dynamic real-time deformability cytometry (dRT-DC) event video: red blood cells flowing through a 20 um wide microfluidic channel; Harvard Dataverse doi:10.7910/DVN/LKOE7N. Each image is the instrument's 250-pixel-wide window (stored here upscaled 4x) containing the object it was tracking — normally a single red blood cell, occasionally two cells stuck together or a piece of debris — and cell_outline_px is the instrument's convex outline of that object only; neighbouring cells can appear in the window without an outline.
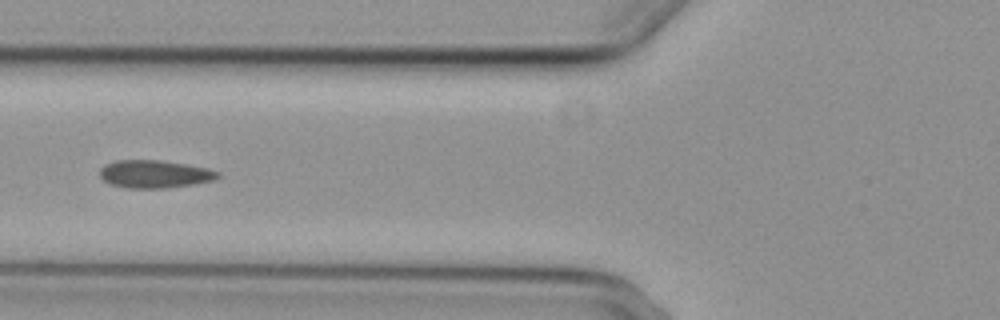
{"species": "common noctule bat (a hibernating species)", "species_latin": "Nyctalus noctula", "temperature_condition": "cold", "stored_images_in_passage": 4, "camera_frame_rate_fps": 3000, "um_per_image_px": 0.085, "animal": {"sex": "female", "body_mass_g": 29.2, "forearm_length_mm": 56.3}, "frame": {"image": 1, "passage_image": 4, "time_ms": 3.333, "image_size_px": [1000, 320], "cell_outline_px": [[220, 176], [216, 180], [192, 184], [164, 188], [124, 188], [108, 184], [100, 176], [100, 168], [104, 164], [116, 160], [160, 160], [208, 168], [220, 172]], "centroid_in_image_um": [13.12, 14.79], "position_along_channel_um": 112.7, "area_um2": 19.25}}